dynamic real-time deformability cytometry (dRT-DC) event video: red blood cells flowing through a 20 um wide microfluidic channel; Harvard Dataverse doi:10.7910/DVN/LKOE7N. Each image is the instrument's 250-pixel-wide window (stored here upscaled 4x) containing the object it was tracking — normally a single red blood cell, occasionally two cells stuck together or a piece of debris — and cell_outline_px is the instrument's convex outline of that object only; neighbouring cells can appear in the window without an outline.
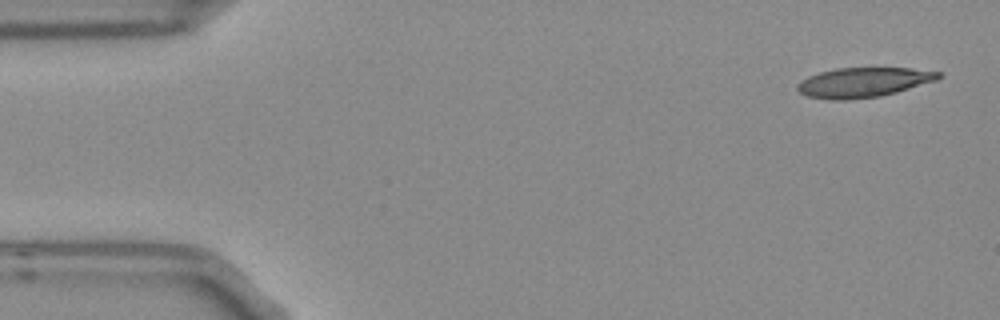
{"species": "Egyptian fruit bat (a non-hibernating species)", "species_latin": "Rousettus aegyptiacus", "temperature_condition": "room temperature", "stored_images_in_passage": 9, "camera_frame_rate_fps": 3000, "um_per_image_px": 0.085, "frame": {"image": 1, "passage_image": 1, "time_ms": 0.0, "image_size_px": [1000, 320], "cell_outline_px": [[944, 76], [936, 80], [896, 92], [880, 96], [844, 100], [828, 100], [808, 96], [800, 92], [796, 88], [796, 84], [808, 76], [820, 72], [836, 68], [912, 68], [940, 72]], "centroid_in_image_um": [73.38, 7.0], "position_along_channel_um": 11.6, "area_um2": 24.39}}
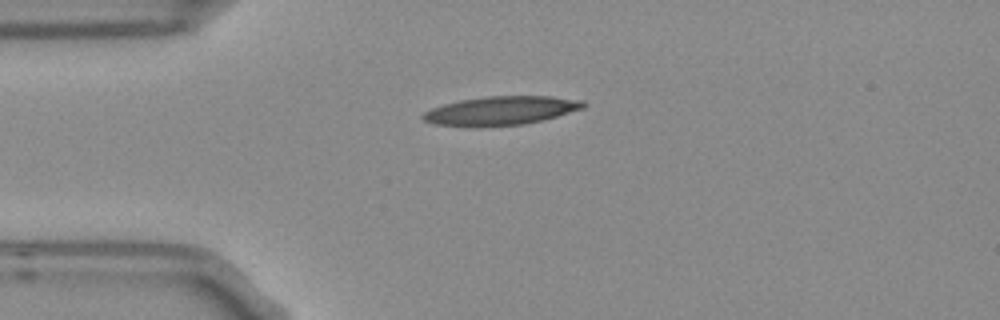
{"frame": {"image": 2, "passage_image": 3, "time_ms": 0.667, "image_size_px": [1000, 320], "cell_outline_px": [[588, 104], [584, 108], [556, 116], [524, 124], [432, 124], [424, 120], [420, 116], [424, 112], [432, 108], [444, 104], [460, 100], [484, 96], [552, 96], [584, 100]], "centroid_in_image_um": [42.65, 9.35], "position_along_channel_um": 42.3, "area_um2": 25.95}}
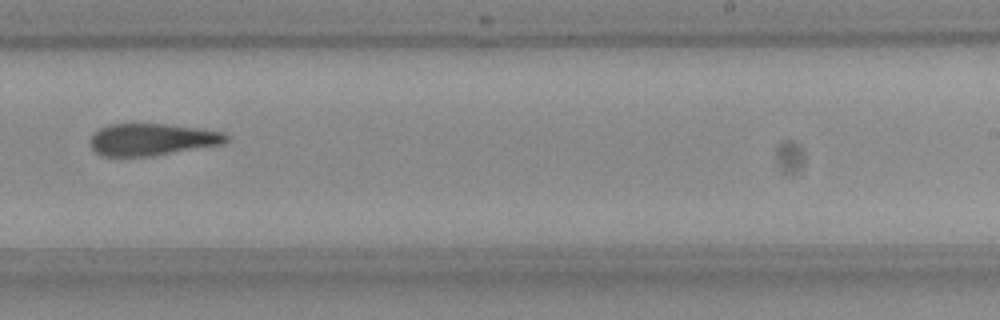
{"frame": {"image": 3, "passage_image": 9, "time_ms": 2.667, "image_size_px": [1000, 320], "cell_outline_px": [[228, 140], [224, 144], [152, 156], [100, 156], [92, 148], [88, 140], [92, 132], [108, 124], [164, 124], [196, 128], [224, 132], [228, 136]], "centroid_in_image_um": [12.88, 11.86], "position_along_channel_um": 276.1, "area_um2": 25.49}}